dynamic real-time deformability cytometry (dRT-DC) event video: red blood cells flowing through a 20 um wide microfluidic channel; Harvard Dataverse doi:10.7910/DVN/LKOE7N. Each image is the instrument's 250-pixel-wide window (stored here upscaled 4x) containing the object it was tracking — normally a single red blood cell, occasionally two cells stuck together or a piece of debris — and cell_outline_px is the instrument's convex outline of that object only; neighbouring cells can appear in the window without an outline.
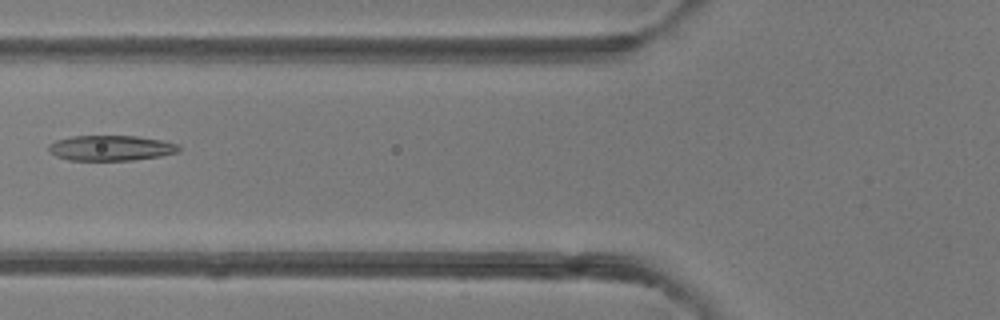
{"species": "common noctule bat (a hibernating species)", "species_latin": "Nyctalus noctula", "temperature_condition": "room temperature", "stored_images_in_passage": 7, "camera_frame_rate_fps": 3000, "um_per_image_px": 0.085, "animal": {"sex": "female"}, "frame": {"image": 1, "passage_image": 6, "time_ms": 6.0, "image_size_px": [1000, 320], "cell_outline_px": [[180, 148], [176, 152], [160, 156], [132, 160], [68, 160], [56, 156], [48, 148], [48, 144], [56, 140], [72, 136], [136, 136], [164, 140], [180, 144]], "centroid_in_image_um": [9.44, 12.57], "position_along_channel_um": 116.4, "area_um2": 19.19}}
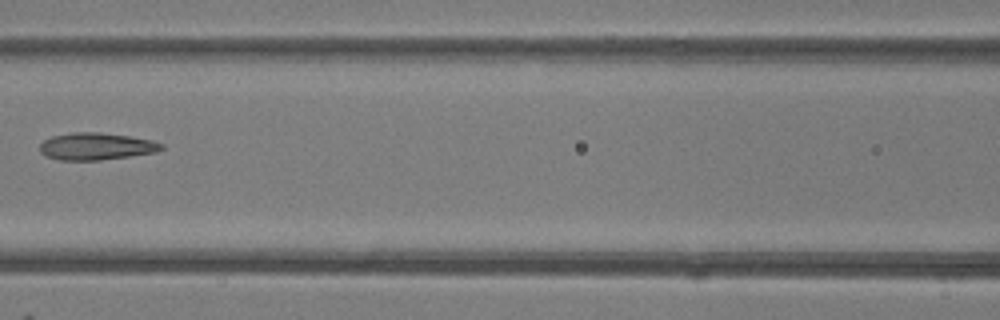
{"frame": {"image": 2, "passage_image": 7, "time_ms": 7.0, "image_size_px": [1000, 320], "cell_outline_px": [[164, 148], [156, 152], [100, 160], [60, 160], [44, 156], [40, 152], [40, 144], [44, 140], [52, 136], [72, 132], [100, 132], [128, 136], [152, 140], [164, 144]], "centroid_in_image_um": [8.16, 12.44], "position_along_channel_um": 158.4, "area_um2": 19.25}}